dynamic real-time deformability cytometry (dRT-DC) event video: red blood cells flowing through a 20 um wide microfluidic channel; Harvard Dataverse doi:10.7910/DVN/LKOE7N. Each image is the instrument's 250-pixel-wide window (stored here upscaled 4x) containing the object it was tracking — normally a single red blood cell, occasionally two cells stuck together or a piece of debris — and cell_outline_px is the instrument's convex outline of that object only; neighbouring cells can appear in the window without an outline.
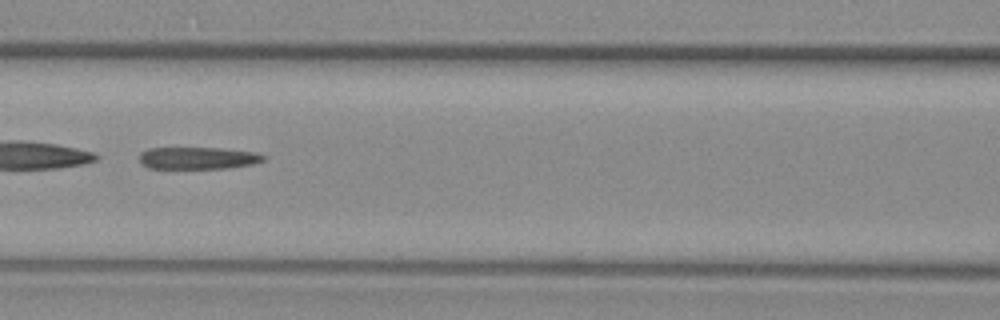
{"species": "common noctule bat (a hibernating species)", "species_latin": "Nyctalus noctula", "temperature_condition": "warm", "stored_images_in_passage": 54, "camera_frame_rate_fps": 3000, "um_per_image_px": 0.085, "animal": {"sex": "female", "body_mass_g": 29.2, "forearm_length_mm": 56.3}, "frame": {"image": 1, "passage_image": 24, "time_ms": 7.667, "image_size_px": [1000, 320], "cell_outline_px": [[268, 156], [264, 160], [252, 164], [228, 168], [148, 168], [140, 160], [140, 152], [148, 148], [220, 148], [256, 152]], "centroid_in_image_um": [16.86, 13.43], "position_along_channel_um": 149.7, "area_um2": 15.95}}